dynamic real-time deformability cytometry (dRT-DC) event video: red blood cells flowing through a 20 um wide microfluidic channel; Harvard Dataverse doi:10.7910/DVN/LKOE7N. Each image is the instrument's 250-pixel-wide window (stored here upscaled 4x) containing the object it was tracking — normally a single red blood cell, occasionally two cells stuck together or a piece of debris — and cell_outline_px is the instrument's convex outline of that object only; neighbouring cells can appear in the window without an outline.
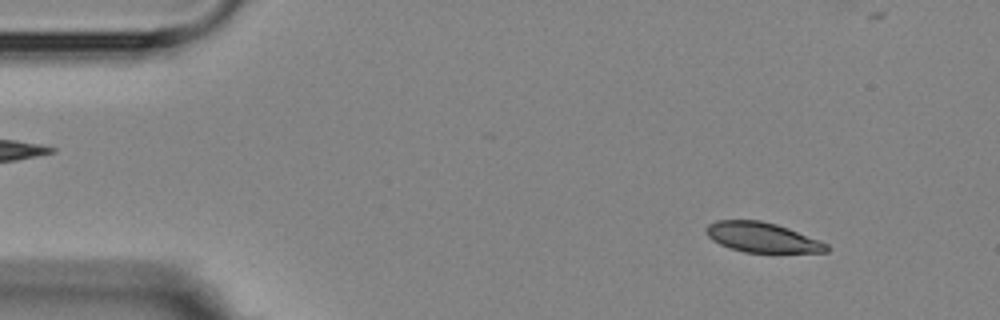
{"species": "Egyptian fruit bat (a non-hibernating species)", "species_latin": "Rousettus aegyptiacus", "temperature_condition": "room temperature", "stored_images_in_passage": 5, "camera_frame_rate_fps": 3000, "um_per_image_px": 0.085, "animal": {"sex": "female"}, "frame": {"image": 1, "passage_image": 2, "time_ms": 1.0, "image_size_px": [1000, 320], "cell_outline_px": [[828, 252], [744, 252], [720, 244], [712, 240], [704, 232], [704, 228], [708, 224], [716, 220], [760, 220], [776, 224], [788, 228], [820, 240], [828, 244]], "centroid_in_image_um": [64.75, 20.16], "position_along_channel_um": 20.2, "area_um2": 20.92}}